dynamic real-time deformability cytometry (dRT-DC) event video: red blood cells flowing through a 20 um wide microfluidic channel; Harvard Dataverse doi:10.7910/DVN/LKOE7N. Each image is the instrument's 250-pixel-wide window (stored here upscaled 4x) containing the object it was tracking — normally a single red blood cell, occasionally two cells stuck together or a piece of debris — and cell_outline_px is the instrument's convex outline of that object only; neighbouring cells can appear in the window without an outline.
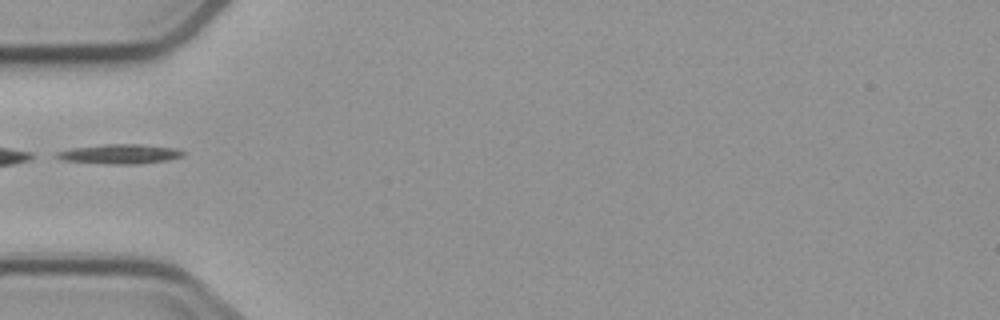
{"species": "common noctule bat (a hibernating species)", "species_latin": "Nyctalus noctula", "temperature_condition": "cold", "stored_images_in_passage": 5, "camera_frame_rate_fps": 3000, "um_per_image_px": 0.085, "animal": {"sex": "male", "body_mass_g": 23.1, "forearm_length_mm": 52.7}, "frame": {"image": 1, "passage_image": 5, "time_ms": 4.667, "image_size_px": [1000, 320], "cell_outline_px": [[184, 156], [168, 160], [140, 164], [112, 164], [60, 160], [56, 156], [56, 152], [72, 148], [104, 144], [140, 144], [180, 148], [184, 152]], "centroid_in_image_um": [10.24, 13.08], "position_along_channel_um": 74.8, "area_um2": 14.57}}